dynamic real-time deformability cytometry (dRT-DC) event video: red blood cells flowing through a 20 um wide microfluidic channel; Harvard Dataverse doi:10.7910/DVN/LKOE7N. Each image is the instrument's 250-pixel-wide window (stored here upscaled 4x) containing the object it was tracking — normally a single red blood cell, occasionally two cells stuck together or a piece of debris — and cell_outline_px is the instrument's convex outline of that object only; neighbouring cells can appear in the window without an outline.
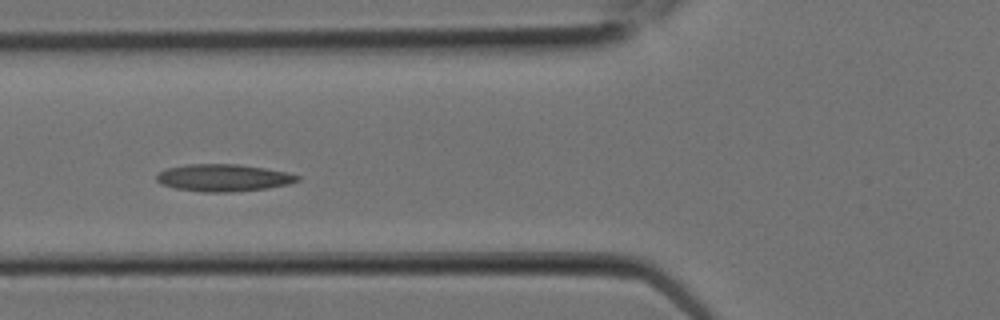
{"species": "Egyptian fruit bat (a non-hibernating species)", "species_latin": "Rousettus aegyptiacus", "temperature_condition": "room temperature", "stored_images_in_passage": 10, "camera_frame_rate_fps": 3000, "um_per_image_px": 0.085, "animal": {"sex": "female"}, "frame": {"image": 1, "passage_image": 9, "time_ms": 2.667, "image_size_px": [1000, 320], "cell_outline_px": [[300, 180], [288, 184], [268, 188], [232, 192], [204, 192], [176, 188], [160, 184], [156, 180], [156, 176], [160, 172], [168, 168], [184, 164], [240, 164], [288, 172], [300, 176]], "centroid_in_image_um": [19.0, 15.11], "position_along_channel_um": 106.8, "area_um2": 22.37}}
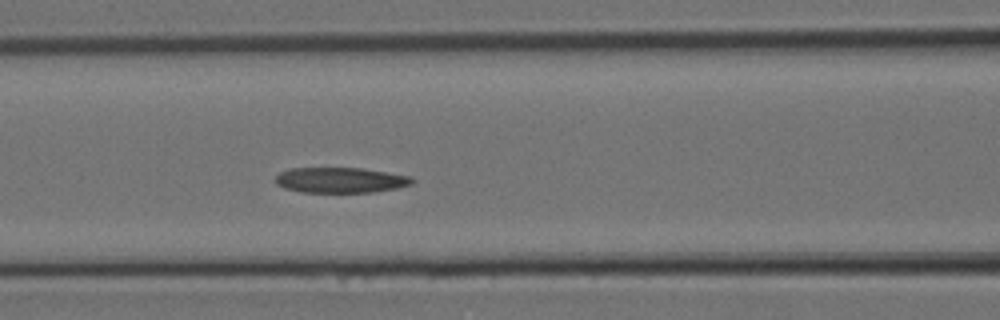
{"frame": {"image": 2, "passage_image": 10, "time_ms": 3.0, "image_size_px": [1000, 320], "cell_outline_px": [[416, 180], [412, 184], [396, 188], [372, 192], [300, 192], [284, 188], [276, 184], [276, 176], [280, 172], [288, 168], [360, 168], [412, 176]], "centroid_in_image_um": [28.94, 15.31], "position_along_channel_um": 137.7, "area_um2": 20.29}}